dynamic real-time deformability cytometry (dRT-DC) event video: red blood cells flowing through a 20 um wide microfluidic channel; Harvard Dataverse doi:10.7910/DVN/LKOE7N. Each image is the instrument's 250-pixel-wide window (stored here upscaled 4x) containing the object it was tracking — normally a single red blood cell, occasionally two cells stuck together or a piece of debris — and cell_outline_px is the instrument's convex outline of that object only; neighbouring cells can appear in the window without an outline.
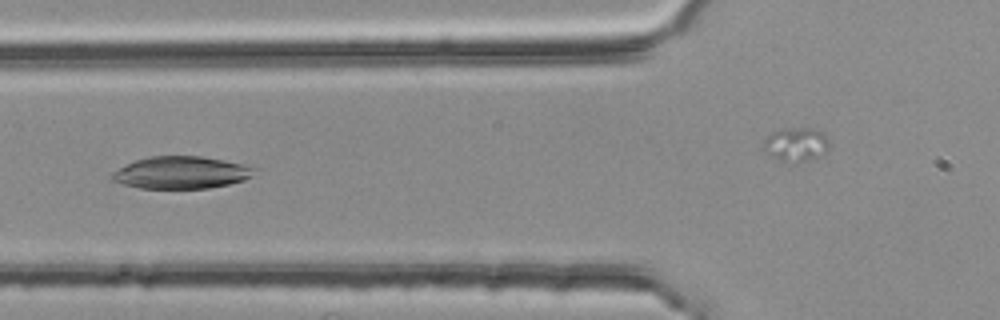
{"species": "common noctule bat (a hibernating species)", "species_latin": "Nyctalus noctula", "temperature_condition": "room temperature", "stored_images_in_passage": 34, "camera_frame_rate_fps": 3000, "um_per_image_px": 0.085, "animal": {"sex": "female", "body_mass_g": 25.1}, "frame": {"image": 1, "passage_image": 11, "time_ms": 3.333, "image_size_px": [1000, 320], "cell_outline_px": [[260, 168], [244, 180], [228, 184], [208, 188], [140, 188], [124, 184], [112, 180], [112, 172], [136, 160], [148, 156], [200, 156], [256, 164]], "centroid_in_image_um": [15.53, 14.65], "position_along_channel_um": 110.3, "area_um2": 27.05}}
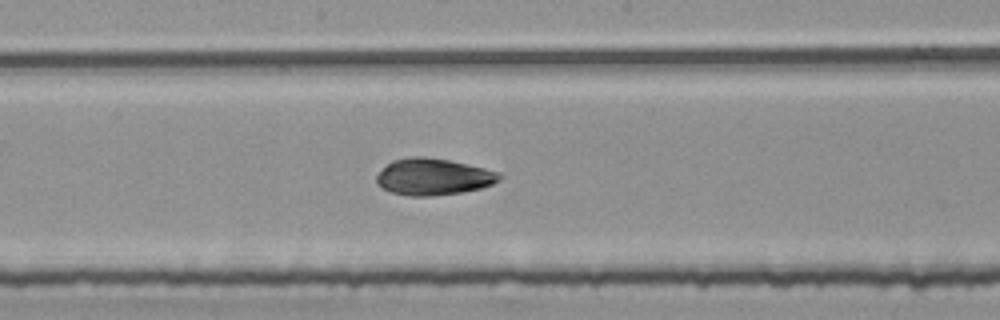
{"frame": {"image": 2, "passage_image": 19, "time_ms": 6.0, "image_size_px": [1000, 320], "cell_outline_px": [[504, 176], [492, 184], [480, 188], [464, 192], [432, 196], [408, 196], [392, 192], [380, 188], [376, 184], [376, 176], [392, 160], [412, 156], [424, 156], [448, 160], [484, 168], [496, 172]], "centroid_in_image_um": [36.8, 15.03], "position_along_channel_um": 211.4, "area_um2": 26.18}}
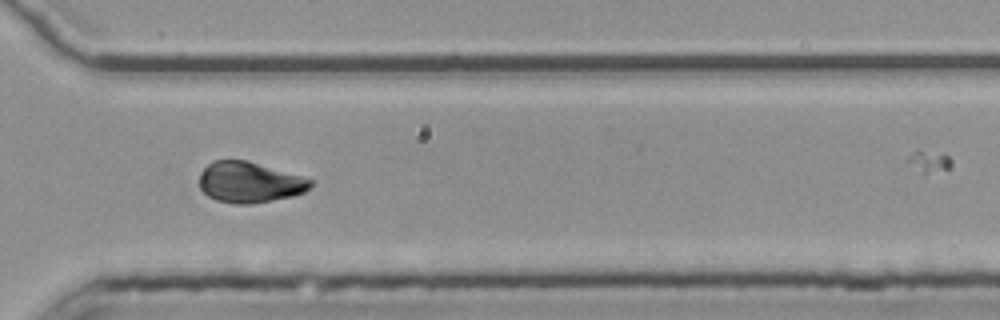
{"frame": {"image": 3, "passage_image": 30, "time_ms": 9.667, "image_size_px": [1000, 320], "cell_outline_px": [[312, 184], [304, 192], [292, 196], [252, 204], [236, 204], [216, 200], [208, 196], [200, 188], [200, 172], [212, 160], [248, 160], [304, 176], [312, 180]], "centroid_in_image_um": [21.21, 15.48], "position_along_channel_um": 349.4, "area_um2": 26.53}}